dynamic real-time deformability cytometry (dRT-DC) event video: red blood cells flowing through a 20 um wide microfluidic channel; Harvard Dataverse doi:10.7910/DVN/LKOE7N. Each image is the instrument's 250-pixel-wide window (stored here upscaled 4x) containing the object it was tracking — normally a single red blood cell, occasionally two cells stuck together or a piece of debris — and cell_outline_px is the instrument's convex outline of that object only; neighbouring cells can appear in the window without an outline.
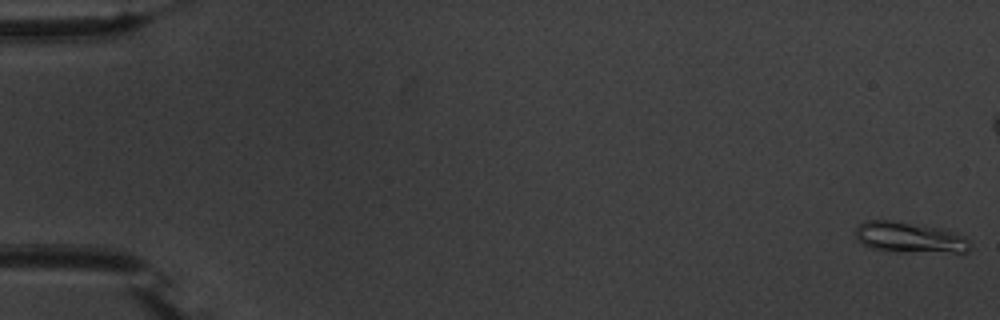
{"species": "common noctule bat (a hibernating species)", "species_latin": "Nyctalus noctula", "temperature_condition": "warm", "stored_images_in_passage": 4, "camera_frame_rate_fps": 3000, "um_per_image_px": 0.085, "animal": {"sex": "male", "body_mass_g": 20.1, "forearm_length_mm": 53.5}, "frame": {"image": 1, "passage_image": 1, "time_ms": 0.0, "image_size_px": [1000, 320], "cell_outline_px": [[972, 244], [968, 252], [888, 252], [872, 248], [856, 240], [856, 228], [864, 220], [892, 220], [944, 228], [956, 232], [964, 236]], "centroid_in_image_um": [77.33, 20.19], "position_along_channel_um": 7.7, "area_um2": 20.98}}